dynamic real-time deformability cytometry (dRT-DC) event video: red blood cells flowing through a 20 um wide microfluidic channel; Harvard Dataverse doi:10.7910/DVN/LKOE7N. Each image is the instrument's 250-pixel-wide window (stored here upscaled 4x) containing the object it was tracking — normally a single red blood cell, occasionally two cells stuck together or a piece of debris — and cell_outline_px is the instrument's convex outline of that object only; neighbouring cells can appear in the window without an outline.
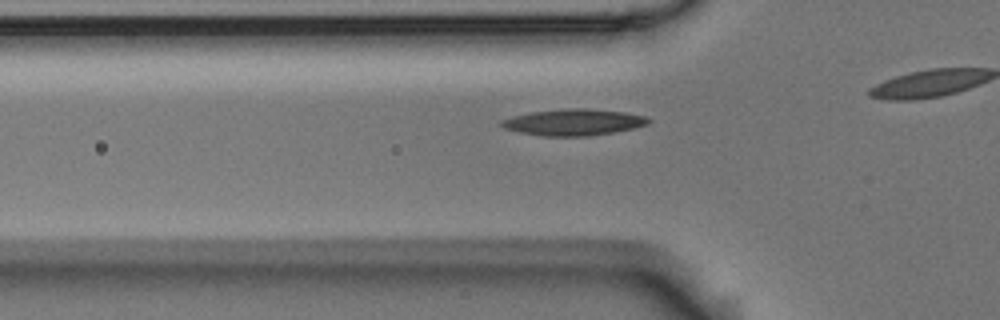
{"species": "Egyptian fruit bat (a non-hibernating species)", "species_latin": "Rousettus aegyptiacus", "temperature_condition": "room temperature", "stored_images_in_passage": 30, "camera_frame_rate_fps": 3000, "um_per_image_px": 0.085, "animal": {"sex": "male"}, "frame": {"image": 1, "passage_image": 4, "time_ms": 1.0, "image_size_px": [1000, 320], "cell_outline_px": [[652, 120], [648, 124], [616, 132], [588, 136], [544, 136], [520, 132], [504, 128], [500, 124], [500, 120], [512, 116], [532, 112], [564, 108], [584, 108], [624, 112], [648, 116]], "centroid_in_image_um": [48.78, 10.38], "position_along_channel_um": 77.0, "area_um2": 22.66}}
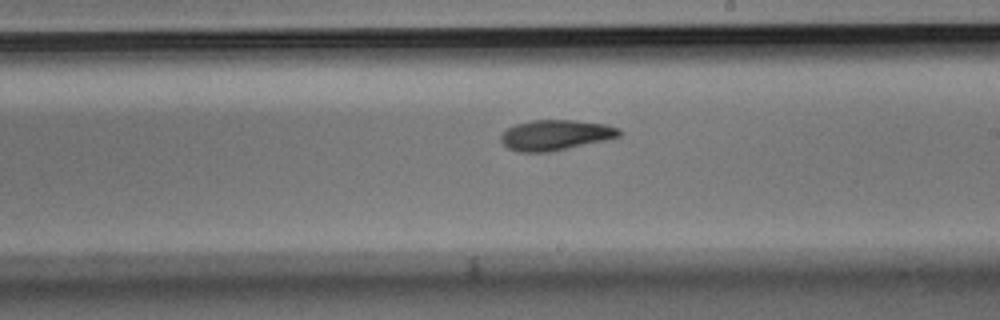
{"frame": {"image": 2, "passage_image": 18, "time_ms": 5.667, "image_size_px": [1000, 320], "cell_outline_px": [[620, 136], [604, 140], [548, 152], [520, 152], [508, 148], [500, 140], [500, 136], [508, 128], [516, 124], [532, 120], [576, 120], [608, 124], [620, 128]], "centroid_in_image_um": [47.22, 11.46], "position_along_channel_um": 241.8, "area_um2": 20.81}}
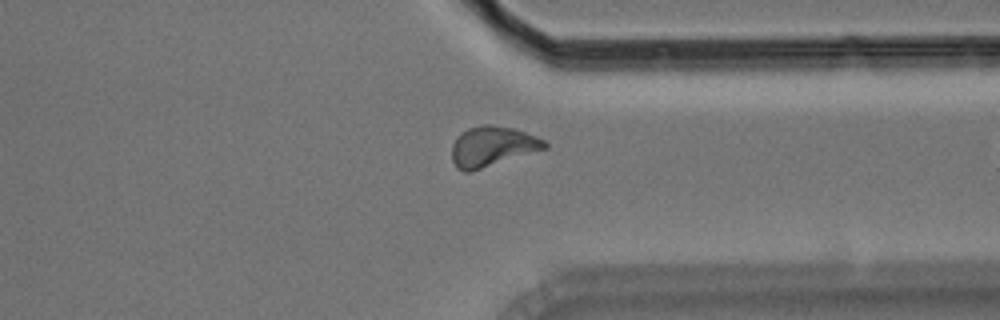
{"frame": {"image": 3, "passage_image": 29, "time_ms": 9.333, "image_size_px": [1000, 320], "cell_outline_px": [[548, 148], [468, 172], [464, 172], [456, 168], [452, 160], [452, 144], [456, 136], [468, 128], [480, 124], [492, 124], [512, 128], [536, 136], [544, 140], [548, 144]], "centroid_in_image_um": [41.82, 12.43], "position_along_channel_um": 369.6, "area_um2": 21.68}}